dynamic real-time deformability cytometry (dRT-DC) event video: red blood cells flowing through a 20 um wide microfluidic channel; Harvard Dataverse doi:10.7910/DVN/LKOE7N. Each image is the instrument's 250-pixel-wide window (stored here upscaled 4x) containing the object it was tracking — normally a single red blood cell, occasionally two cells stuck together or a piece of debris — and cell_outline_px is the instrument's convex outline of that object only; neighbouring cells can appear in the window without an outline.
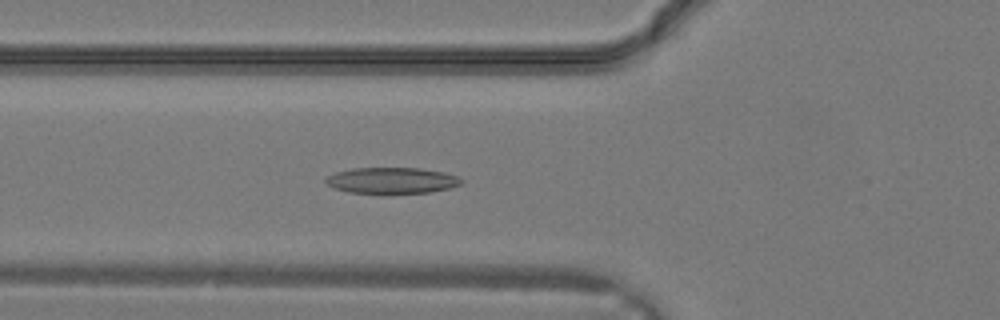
{"species": "common noctule bat (a hibernating species)", "species_latin": "Nyctalus noctula", "temperature_condition": "warm", "stored_images_in_passage": 7, "camera_frame_rate_fps": 3000, "um_per_image_px": 0.085, "animal": {"sex": "male", "body_mass_g": 19.2, "forearm_length_mm": 51.8}, "frame": {"image": 1, "passage_image": 3, "time_ms": 0.667, "image_size_px": [1000, 320], "cell_outline_px": [[464, 180], [460, 184], [448, 188], [432, 192], [348, 192], [336, 188], [328, 184], [324, 180], [328, 176], [336, 172], [352, 168], [420, 168], [444, 172], [456, 176]], "centroid_in_image_um": [33.32, 15.32], "position_along_channel_um": 92.5, "area_um2": 20.11}}
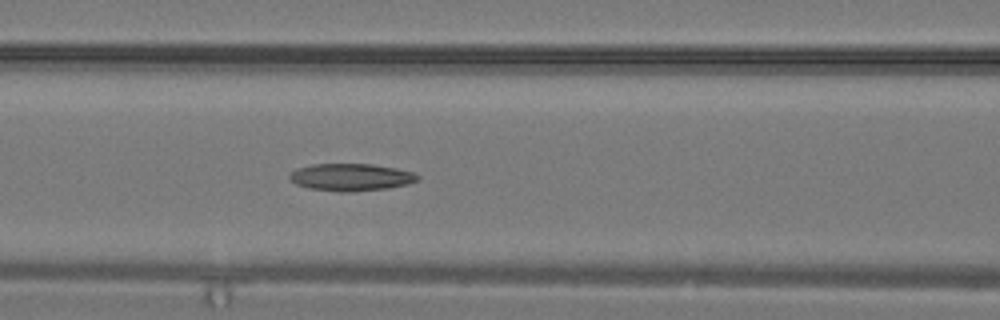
{"frame": {"image": 2, "passage_image": 5, "time_ms": 1.333, "image_size_px": [1000, 320], "cell_outline_px": [[420, 176], [416, 180], [408, 184], [388, 188], [352, 192], [340, 192], [308, 188], [296, 184], [288, 176], [292, 172], [300, 168], [312, 164], [372, 164], [396, 168], [412, 172]], "centroid_in_image_um": [29.84, 15.07], "position_along_channel_um": 136.8, "area_um2": 20.23}}
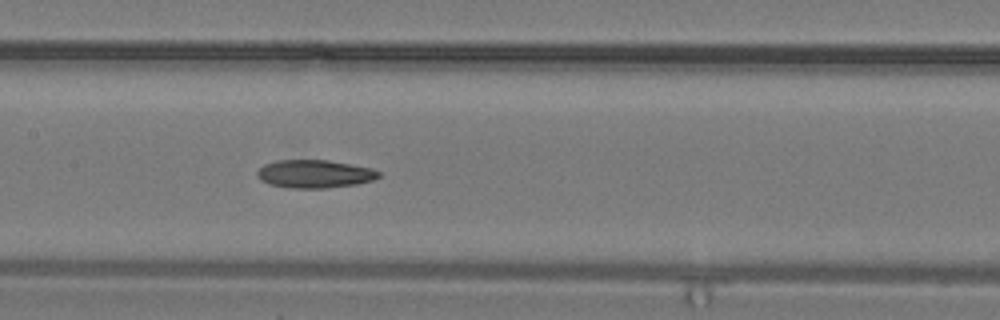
{"frame": {"image": 3, "passage_image": 7, "time_ms": 2.0, "image_size_px": [1000, 320], "cell_outline_px": [[380, 176], [372, 180], [356, 184], [324, 188], [296, 188], [272, 184], [260, 180], [256, 176], [256, 172], [264, 164], [276, 160], [328, 160], [372, 168], [380, 172]], "centroid_in_image_um": [26.73, 14.77], "position_along_channel_um": 180.7, "area_um2": 19.71}}